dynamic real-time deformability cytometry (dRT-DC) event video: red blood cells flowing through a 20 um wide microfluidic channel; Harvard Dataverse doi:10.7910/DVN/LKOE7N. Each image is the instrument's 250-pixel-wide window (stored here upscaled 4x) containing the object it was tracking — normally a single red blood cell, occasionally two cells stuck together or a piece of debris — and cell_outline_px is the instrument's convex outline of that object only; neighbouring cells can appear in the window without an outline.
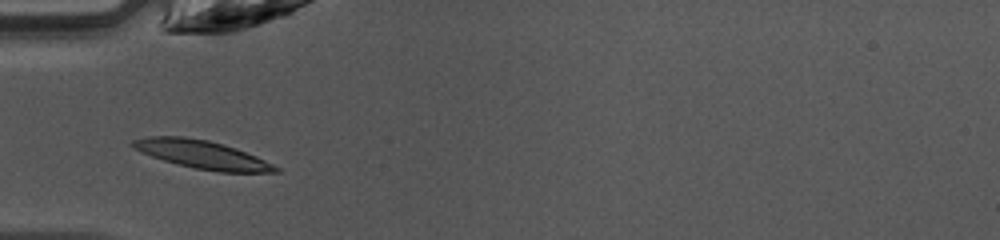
{"species": "common noctule bat (a hibernating species)", "species_latin": "Nyctalus noctula", "temperature_condition": "warm", "stored_images_in_passage": 23, "camera_frame_rate_fps": 3000, "um_per_image_px": 0.085, "animal": {"sex": "female", "body_mass_g": 10.0, "forearm_length_mm": 53.1}, "frame": {"image": 1, "passage_image": 4, "time_ms": 1.0, "image_size_px": [1000, 240], "cell_outline_px": [[280, 172], [220, 172], [192, 168], [176, 164], [140, 152], [132, 148], [132, 140], [148, 136], [184, 136], [208, 140], [224, 144], [236, 148], [256, 156], [280, 168]], "centroid_in_image_um": [17.16, 13.13], "position_along_channel_um": 67.8, "area_um2": 23.52}}
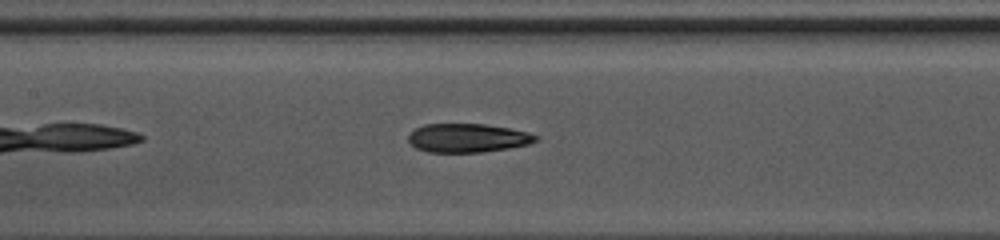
{"frame": {"image": 2, "passage_image": 11, "time_ms": 3.333, "image_size_px": [1000, 240], "cell_outline_px": [[540, 140], [528, 144], [508, 148], [484, 152], [428, 152], [416, 148], [408, 140], [408, 136], [416, 128], [424, 124], [484, 124], [508, 128], [528, 132], [540, 136]], "centroid_in_image_um": [39.78, 11.73], "position_along_channel_um": 167.6, "area_um2": 21.33}}
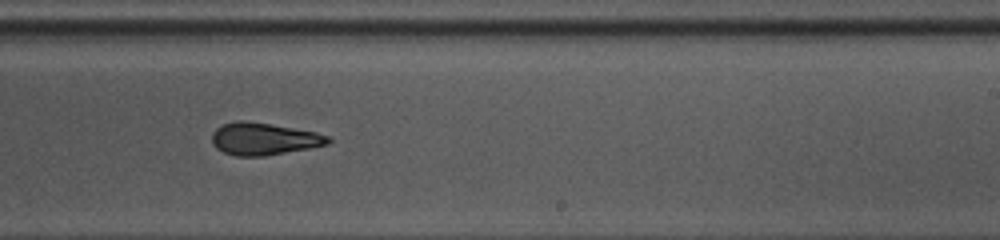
{"frame": {"image": 3, "passage_image": 18, "time_ms": 5.667, "image_size_px": [1000, 240], "cell_outline_px": [[332, 140], [328, 144], [308, 148], [264, 156], [236, 156], [224, 152], [216, 148], [212, 144], [212, 132], [216, 128], [224, 124], [236, 120], [244, 120], [272, 124], [316, 132], [328, 136]], "centroid_in_image_um": [22.4, 11.8], "position_along_channel_um": 266.6, "area_um2": 21.79}}